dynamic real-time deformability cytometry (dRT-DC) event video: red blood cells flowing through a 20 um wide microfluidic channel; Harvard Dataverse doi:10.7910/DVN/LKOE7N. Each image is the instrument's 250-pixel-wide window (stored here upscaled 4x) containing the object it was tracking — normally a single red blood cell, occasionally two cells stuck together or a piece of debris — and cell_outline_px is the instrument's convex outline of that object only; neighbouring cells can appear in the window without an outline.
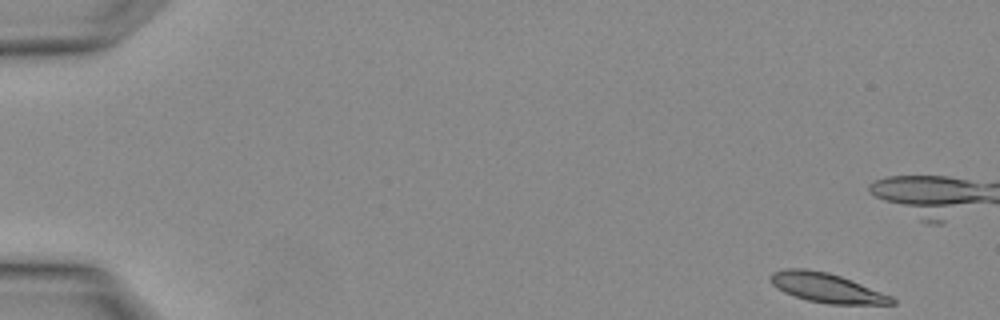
{"species": "Egyptian fruit bat (a non-hibernating species)", "species_latin": "Rousettus aegyptiacus", "temperature_condition": "warm", "stored_images_in_passage": 3, "segment_of_instrument_passage": [2, 2], "camera_frame_rate_fps": 3000, "um_per_image_px": 0.085, "animal": {"sex": "female"}, "frame": {"image": 1, "passage_image": 3, "time_ms": 0.667, "image_size_px": [1000, 320], "cell_outline_px": [[896, 304], [828, 304], [808, 300], [784, 292], [776, 288], [768, 280], [768, 276], [772, 272], [784, 268], [804, 268], [828, 272], [852, 280], [892, 296], [896, 300]], "centroid_in_image_um": [70.23, 24.45], "position_along_channel_um": 14.8, "area_um2": 20.92}}